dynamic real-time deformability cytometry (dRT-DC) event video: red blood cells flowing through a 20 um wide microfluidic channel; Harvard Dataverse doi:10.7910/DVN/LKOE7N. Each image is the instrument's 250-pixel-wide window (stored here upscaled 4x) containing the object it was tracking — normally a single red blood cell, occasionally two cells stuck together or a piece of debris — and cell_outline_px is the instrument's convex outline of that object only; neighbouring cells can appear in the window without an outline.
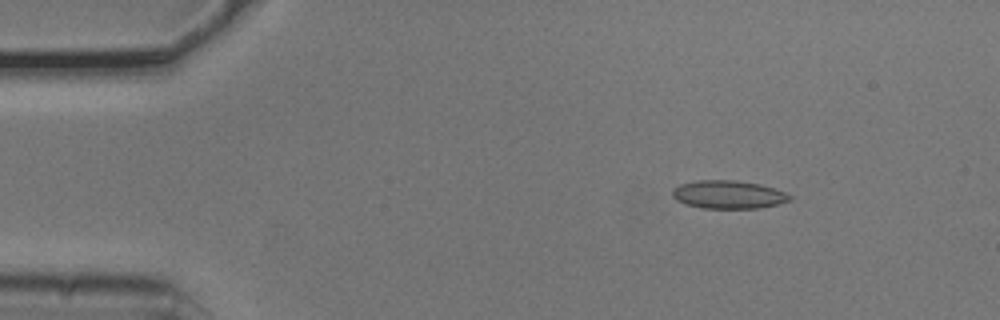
{"species": "common noctule bat (a hibernating species)", "species_latin": "Nyctalus noctula", "temperature_condition": "cold", "stored_images_in_passage": 5, "camera_frame_rate_fps": 3000, "um_per_image_px": 0.085, "animal": {"sex": "male", "body_mass_g": 20.5, "forearm_length_mm": 52.5}, "frame": {"image": 1, "passage_image": 2, "time_ms": 0.333, "image_size_px": [1000, 320], "cell_outline_px": [[792, 200], [780, 204], [756, 208], [704, 208], [688, 204], [676, 200], [672, 196], [672, 188], [680, 184], [696, 180], [736, 180], [760, 184], [784, 192], [792, 196]], "centroid_in_image_um": [61.91, 16.53], "position_along_channel_um": 23.1, "area_um2": 19.25}}